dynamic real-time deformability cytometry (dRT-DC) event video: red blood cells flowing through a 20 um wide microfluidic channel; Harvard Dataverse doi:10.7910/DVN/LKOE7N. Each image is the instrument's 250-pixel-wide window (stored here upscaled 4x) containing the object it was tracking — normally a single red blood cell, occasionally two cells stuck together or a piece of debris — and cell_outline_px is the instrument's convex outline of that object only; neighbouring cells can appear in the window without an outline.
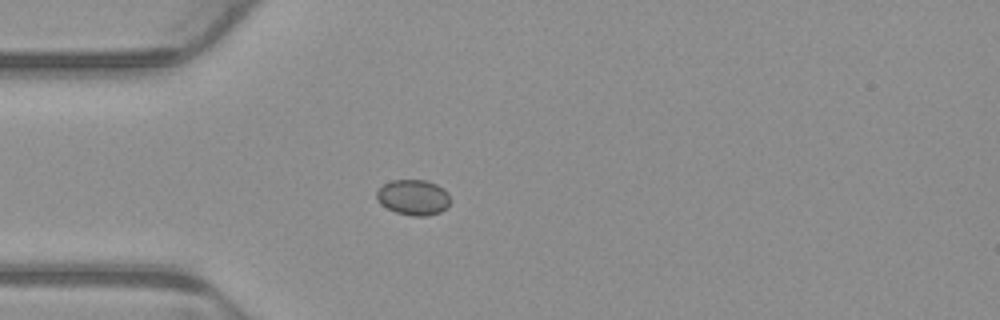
{"species": "common noctule bat (a hibernating species)", "species_latin": "Nyctalus noctula", "temperature_condition": "warm", "stored_images_in_passage": 5, "camera_frame_rate_fps": 3000, "um_per_image_px": 0.085, "animal": {"sex": "male", "body_mass_g": 23.1, "forearm_length_mm": 52.7}, "frame": {"image": 1, "passage_image": 4, "time_ms": 1.0, "image_size_px": [1000, 320], "cell_outline_px": [[448, 204], [440, 212], [428, 216], [412, 216], [396, 212], [380, 204], [376, 200], [376, 192], [384, 184], [392, 180], [424, 180], [436, 184], [444, 188], [448, 192]], "centroid_in_image_um": [35.11, 16.77], "position_along_channel_um": 49.9, "area_um2": 15.14}}